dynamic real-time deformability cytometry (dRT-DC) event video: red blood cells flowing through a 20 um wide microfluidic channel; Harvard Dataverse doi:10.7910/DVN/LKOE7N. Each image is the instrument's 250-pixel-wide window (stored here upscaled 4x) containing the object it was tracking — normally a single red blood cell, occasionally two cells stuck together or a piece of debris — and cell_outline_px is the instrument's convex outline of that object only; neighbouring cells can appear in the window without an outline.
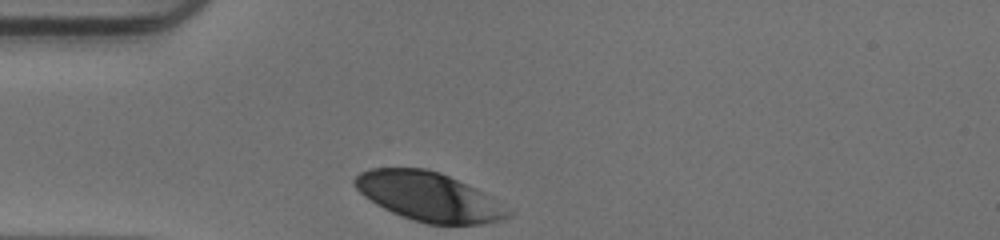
{"species": "human", "species_latin": "Homo sapiens", "temperature_condition": "warm", "stored_images_in_passage": 28, "camera_frame_rate_fps": 3000, "um_per_image_px": 0.085, "donor": {"sex": "male"}, "frame": {"image": 1, "passage_image": 1, "time_ms": 0.0, "image_size_px": [1000, 240], "cell_outline_px": [[512, 216], [500, 220], [484, 224], [428, 224], [412, 220], [392, 212], [376, 204], [364, 196], [352, 184], [352, 180], [360, 172], [372, 168], [424, 168], [440, 172], [480, 192], [512, 212]], "centroid_in_image_um": [36.37, 16.72], "position_along_channel_um": 48.6, "area_um2": 42.95}}
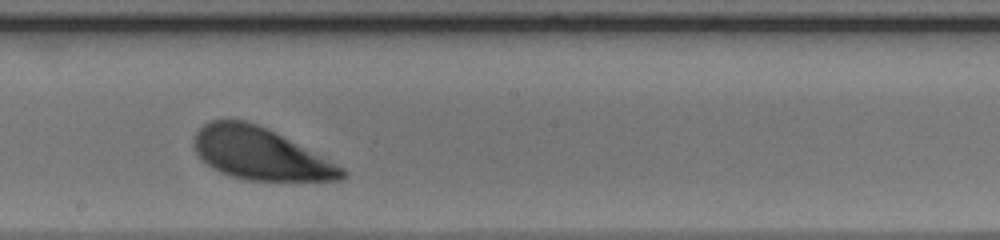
{"frame": {"image": 2, "passage_image": 16, "time_ms": 5.0, "image_size_px": [1000, 240], "cell_outline_px": [[348, 176], [340, 180], [248, 180], [232, 176], [220, 172], [212, 168], [200, 160], [192, 144], [196, 132], [204, 124], [212, 120], [244, 120], [268, 128], [344, 168], [348, 172]], "centroid_in_image_um": [22.09, 13.07], "position_along_channel_um": 226.1, "area_um2": 44.56}}
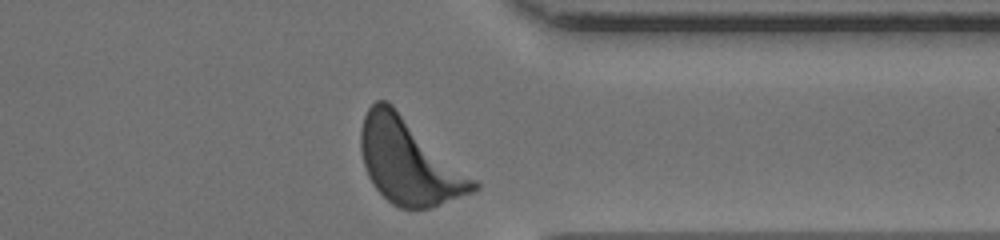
{"frame": {"image": 3, "passage_image": 28, "time_ms": 9.0, "image_size_px": [1000, 240], "cell_outline_px": [[480, 188], [472, 192], [428, 208], [400, 208], [392, 204], [372, 184], [364, 168], [360, 148], [360, 132], [364, 116], [368, 108], [376, 100], [388, 100], [476, 180], [480, 184]], "centroid_in_image_um": [34.73, 13.71], "position_along_channel_um": 376.7, "area_um2": 55.55}, "authors_computed_cell_mechanics": {"area_um2": 46.3556, "velocity_mm_per_s": 3.8718, "shape_relaxation_time_tau1_ms": 0.973, "shape_relaxation_time_tau2_ms": null, "deformation_change_tau1": 0.0944, "deformation_change_tau2": null}}